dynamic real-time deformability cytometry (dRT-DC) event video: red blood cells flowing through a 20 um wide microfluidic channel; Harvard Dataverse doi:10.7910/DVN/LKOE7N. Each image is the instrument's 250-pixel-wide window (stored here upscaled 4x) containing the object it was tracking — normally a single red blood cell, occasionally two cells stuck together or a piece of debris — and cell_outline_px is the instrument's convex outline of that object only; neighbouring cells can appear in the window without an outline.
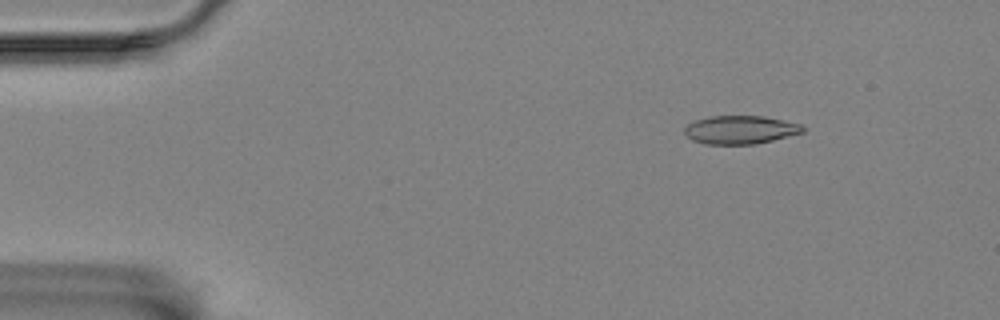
{"species": "Egyptian fruit bat (a non-hibernating species)", "species_latin": "Rousettus aegyptiacus", "temperature_condition": "room temperature", "stored_images_in_passage": 58, "camera_frame_rate_fps": 3000, "um_per_image_px": 0.085, "animal": {"sex": "female"}, "frame": {"image": 1, "passage_image": 8, "time_ms": 2.333, "image_size_px": [1000, 320], "cell_outline_px": [[804, 132], [772, 140], [752, 144], [704, 144], [692, 140], [684, 132], [684, 128], [688, 124], [696, 120], [708, 116], [764, 116], [800, 124], [804, 128]], "centroid_in_image_um": [62.9, 11.03], "position_along_channel_um": 22.1, "area_um2": 19.36}}
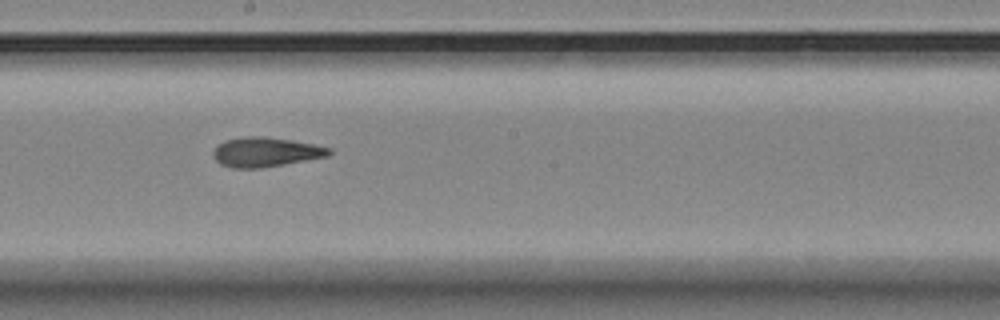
{"frame": {"image": 2, "passage_image": 32, "time_ms": 10.333, "image_size_px": [1000, 320], "cell_outline_px": [[332, 152], [328, 156], [284, 164], [260, 168], [232, 168], [220, 164], [212, 156], [212, 152], [220, 144], [228, 140], [240, 136], [264, 136], [292, 140], [332, 148]], "centroid_in_image_um": [22.57, 12.92], "position_along_channel_um": 225.6, "area_um2": 19.88}}
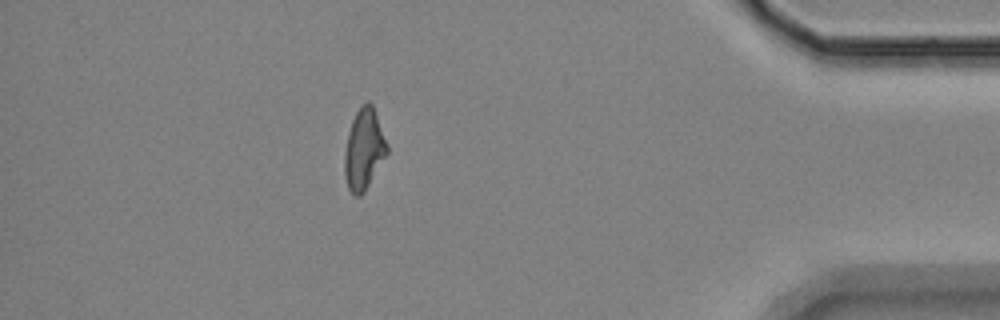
{"frame": {"image": 3, "passage_image": 51, "time_ms": 16.667, "image_size_px": [1000, 320], "cell_outline_px": [[388, 152], [364, 192], [360, 196], [356, 196], [348, 188], [344, 172], [344, 156], [348, 132], [352, 120], [356, 112], [368, 100], [372, 104], [388, 144]], "centroid_in_image_um": [30.93, 12.69], "position_along_channel_um": 404.3, "area_um2": 19.77}, "authors_computed_cell_mechanics": {"area_um2": 19.8832, "velocity_mm_per_s": 3.4811, "shape_relaxation_time_tau1_ms": null, "shape_relaxation_time_tau2_ms": 3.2659, "deformation_change_tau1": null, "deformation_change_tau2": 0.1086}}